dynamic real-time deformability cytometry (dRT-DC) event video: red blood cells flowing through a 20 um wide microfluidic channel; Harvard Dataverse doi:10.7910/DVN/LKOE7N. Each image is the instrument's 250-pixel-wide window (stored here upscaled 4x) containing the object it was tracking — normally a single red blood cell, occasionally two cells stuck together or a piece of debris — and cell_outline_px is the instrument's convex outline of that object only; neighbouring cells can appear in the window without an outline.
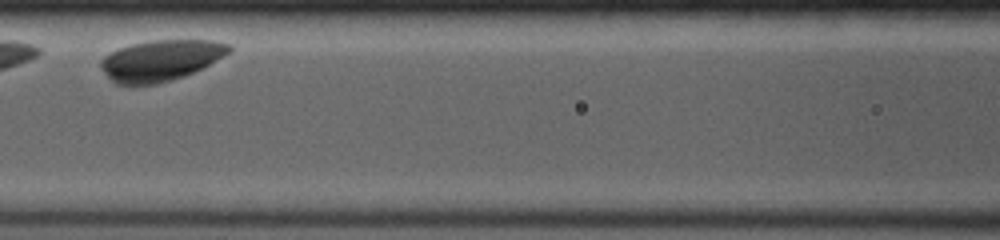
{"species": "common noctule bat (a hibernating species)", "species_latin": "Nyctalus noctula", "temperature_condition": "room temperature", "stored_images_in_passage": 19, "camera_frame_rate_fps": 4000, "um_per_image_px": 0.085, "animal": {"sex": "female", "body_mass_g": 19.0, "forearm_length_mm": 53.3}, "frame": {"image": 1, "passage_image": 6, "time_ms": 2.75, "image_size_px": [1000, 240], "cell_outline_px": [[232, 52], [184, 76], [172, 80], [156, 84], [116, 84], [100, 68], [100, 60], [104, 56], [120, 48], [132, 44], [152, 40], [212, 40], [228, 44], [232, 48]], "centroid_in_image_um": [13.66, 5.12], "position_along_channel_um": 152.9, "area_um2": 30.23}}